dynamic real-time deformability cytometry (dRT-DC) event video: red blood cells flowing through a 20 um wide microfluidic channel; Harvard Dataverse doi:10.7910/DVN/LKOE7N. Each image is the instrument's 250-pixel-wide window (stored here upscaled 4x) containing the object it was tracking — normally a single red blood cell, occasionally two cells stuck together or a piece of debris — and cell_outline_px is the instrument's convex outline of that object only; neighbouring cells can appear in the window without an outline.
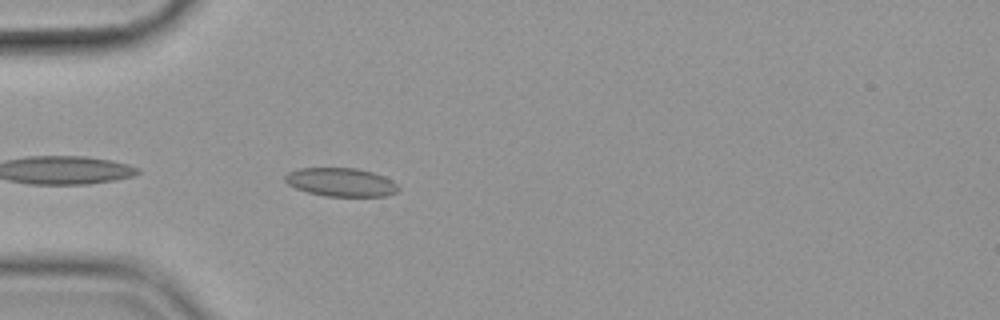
{"species": "common noctule bat (a hibernating species)", "species_latin": "Nyctalus noctula", "temperature_condition": "cold", "stored_images_in_passage": 35, "camera_frame_rate_fps": 3000, "um_per_image_px": 0.085, "animal": {"sex": "female", "body_mass_g": 19.9}, "frame": {"image": 1, "passage_image": 2, "time_ms": 0.333, "image_size_px": [1000, 320], "cell_outline_px": [[400, 188], [396, 192], [388, 196], [324, 196], [308, 192], [296, 188], [288, 184], [284, 180], [284, 176], [288, 172], [300, 168], [356, 168], [372, 172], [384, 176], [392, 180]], "centroid_in_image_um": [28.98, 15.48], "position_along_channel_um": 56.0, "area_um2": 18.84}}
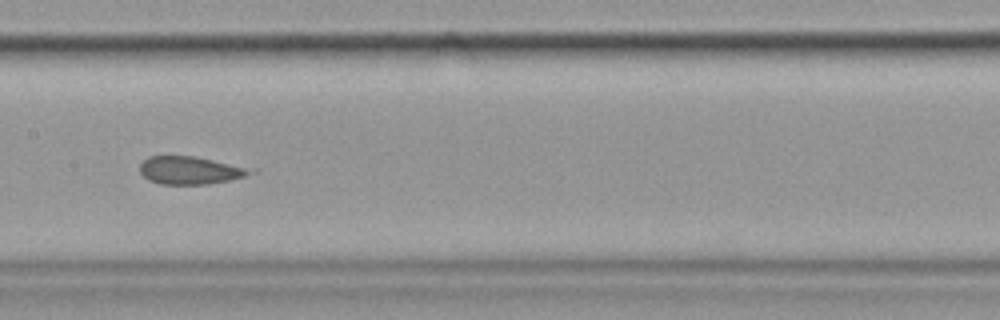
{"frame": {"image": 2, "passage_image": 14, "time_ms": 4.333, "image_size_px": [1000, 320], "cell_outline_px": [[256, 172], [244, 176], [228, 180], [208, 184], [160, 184], [148, 180], [140, 172], [140, 164], [148, 156], [192, 156], [256, 168]], "centroid_in_image_um": [16.19, 14.47], "position_along_channel_um": 191.2, "area_um2": 17.98}}
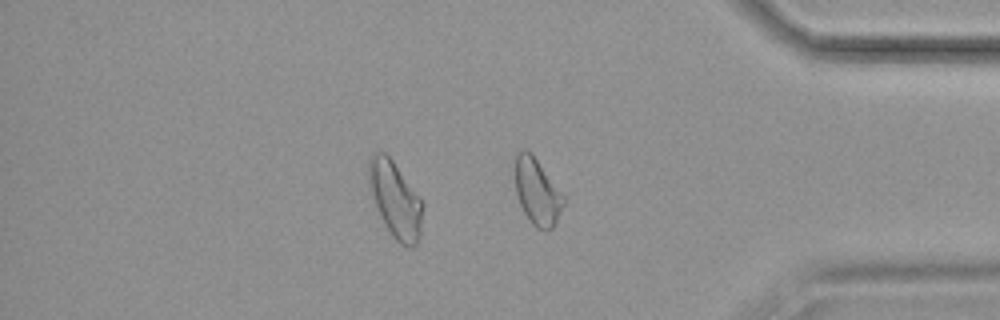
{"frame": {"image": 3, "passage_image": 32, "time_ms": 10.333, "image_size_px": [1000, 320], "cell_outline_px": [[424, 204], [420, 236], [416, 244], [412, 248], [408, 248], [400, 244], [392, 236], [384, 224], [380, 216], [368, 188], [368, 160], [372, 152], [384, 152], [392, 160]], "centroid_in_image_um": [33.58, 16.99], "position_along_channel_um": 401.6, "area_um2": 24.04}, "authors_computed_cell_mechanics": {"area_um2": 18.496, "velocity_mm_per_s": 3.5722, "shape_relaxation_time_tau1_ms": null, "shape_relaxation_time_tau2_ms": 2.9639, "deformation_change_tau1": null, "deformation_change_tau2": 0.0638}}